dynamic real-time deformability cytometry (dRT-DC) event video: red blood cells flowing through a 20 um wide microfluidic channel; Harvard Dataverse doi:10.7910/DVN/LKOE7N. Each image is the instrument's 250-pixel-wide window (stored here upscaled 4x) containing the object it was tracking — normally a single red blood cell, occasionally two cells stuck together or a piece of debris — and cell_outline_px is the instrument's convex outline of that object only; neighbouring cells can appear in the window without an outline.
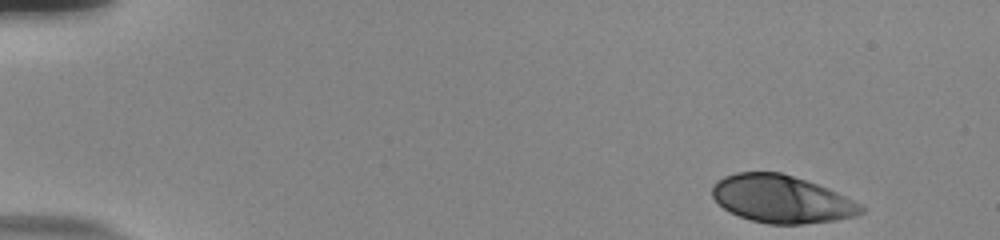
{"species": "human", "species_latin": "Homo sapiens", "temperature_condition": "room temperature", "stored_images_in_passage": 51, "camera_frame_rate_fps": 3000, "um_per_image_px": 0.085, "donor": {"sex": "male"}, "frame": {"image": 1, "passage_image": 1, "time_ms": 0.0, "image_size_px": [1000, 240], "cell_outline_px": [[864, 212], [856, 216], [836, 220], [804, 224], [768, 224], [752, 220], [740, 216], [724, 208], [712, 196], [712, 188], [716, 180], [724, 176], [736, 172], [780, 172], [828, 188], [860, 204], [864, 208]], "centroid_in_image_um": [66.43, 16.92], "position_along_channel_um": 18.6, "area_um2": 40.98}}
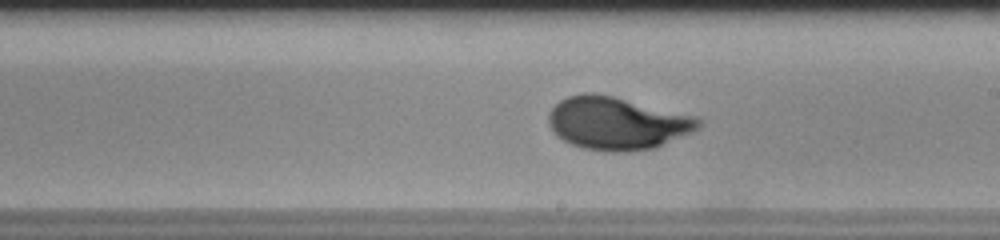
{"frame": {"image": 2, "passage_image": 29, "time_ms": 9.333, "image_size_px": [1000, 240], "cell_outline_px": [[704, 124], [700, 128], [692, 132], [656, 148], [628, 152], [612, 152], [584, 148], [572, 144], [556, 136], [552, 132], [548, 124], [548, 112], [560, 100], [568, 96], [584, 92], [592, 92], [612, 96], [696, 116]], "centroid_in_image_um": [52.45, 10.48], "position_along_channel_um": 236.6, "area_um2": 46.36}}
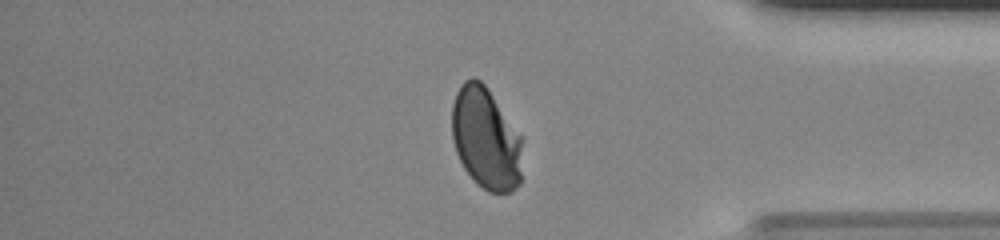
{"frame": {"image": 3, "passage_image": 43, "time_ms": 14.0, "image_size_px": [1000, 240], "cell_outline_px": [[520, 184], [512, 192], [488, 192], [476, 184], [464, 168], [456, 152], [452, 136], [452, 104], [456, 92], [464, 80], [472, 76], [480, 80], [484, 84], [520, 136]], "centroid_in_image_um": [41.25, 11.78], "position_along_channel_um": 394.0, "area_um2": 41.33}, "authors_computed_cell_mechanics": {"area_um2": 43.2922, "velocity_mm_per_s": 3.7203, "shape_relaxation_time_tau1_ms": 4.7706, "shape_relaxation_time_tau2_ms": null, "deformation_change_tau1": 0.2049, "deformation_change_tau2": null}}